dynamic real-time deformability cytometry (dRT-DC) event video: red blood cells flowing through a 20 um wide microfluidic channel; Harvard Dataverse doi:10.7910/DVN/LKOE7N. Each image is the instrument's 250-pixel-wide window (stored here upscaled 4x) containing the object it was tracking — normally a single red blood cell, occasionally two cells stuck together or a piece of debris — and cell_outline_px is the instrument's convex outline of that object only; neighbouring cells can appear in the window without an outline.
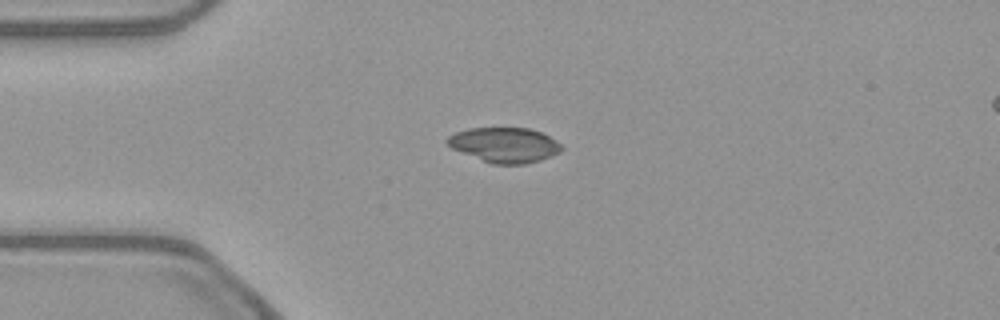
{"species": "common noctule bat (a hibernating species)", "species_latin": "Nyctalus noctula", "temperature_condition": "warm", "stored_images_in_passage": 41, "camera_frame_rate_fps": 3000, "um_per_image_px": 0.085, "animal": {"sex": "female", "body_mass_g": 21.9}, "frame": {"image": 1, "passage_image": 1, "time_ms": 0.0, "image_size_px": [1000, 320], "cell_outline_px": [[564, 148], [560, 152], [552, 156], [540, 160], [524, 164], [492, 164], [452, 148], [444, 140], [448, 136], [456, 132], [468, 128], [528, 128], [544, 132], [556, 140]], "centroid_in_image_um": [42.92, 12.31], "position_along_channel_um": 42.1, "area_um2": 23.35}}
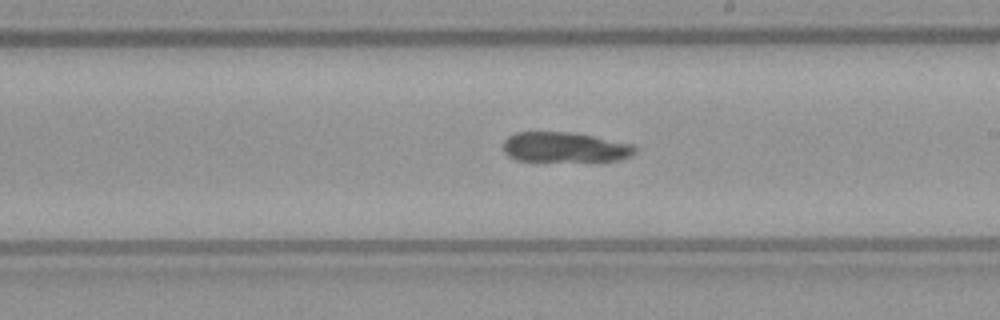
{"frame": {"image": 2, "passage_image": 18, "time_ms": 5.667, "image_size_px": [1000, 320], "cell_outline_px": [[636, 152], [632, 156], [620, 160], [600, 164], [596, 164], [516, 160], [508, 156], [504, 152], [504, 140], [508, 136], [516, 132], [572, 132], [636, 144]], "centroid_in_image_um": [48.12, 12.57], "position_along_channel_um": 240.9, "area_um2": 24.57}}
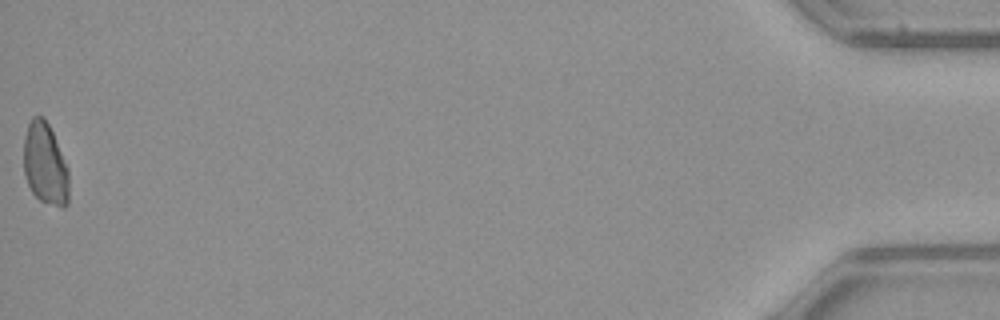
{"frame": {"image": 3, "passage_image": 41, "time_ms": 13.333, "image_size_px": [1000, 320], "cell_outline_px": [[68, 204], [64, 208], [40, 200], [32, 192], [28, 184], [24, 172], [24, 136], [28, 124], [32, 116], [44, 116], [52, 132], [68, 168]], "centroid_in_image_um": [3.83, 13.93], "position_along_channel_um": 431.4, "area_um2": 21.44}, "authors_computed_cell_mechanics": {"area_um2": 24.565, "velocity_mm_per_s": 3.8884, "shape_relaxation_time_tau1_ms": null, "shape_relaxation_time_tau2_ms": 10.1798, "deformation_change_tau1": null, "deformation_change_tau2": 0.1616}}